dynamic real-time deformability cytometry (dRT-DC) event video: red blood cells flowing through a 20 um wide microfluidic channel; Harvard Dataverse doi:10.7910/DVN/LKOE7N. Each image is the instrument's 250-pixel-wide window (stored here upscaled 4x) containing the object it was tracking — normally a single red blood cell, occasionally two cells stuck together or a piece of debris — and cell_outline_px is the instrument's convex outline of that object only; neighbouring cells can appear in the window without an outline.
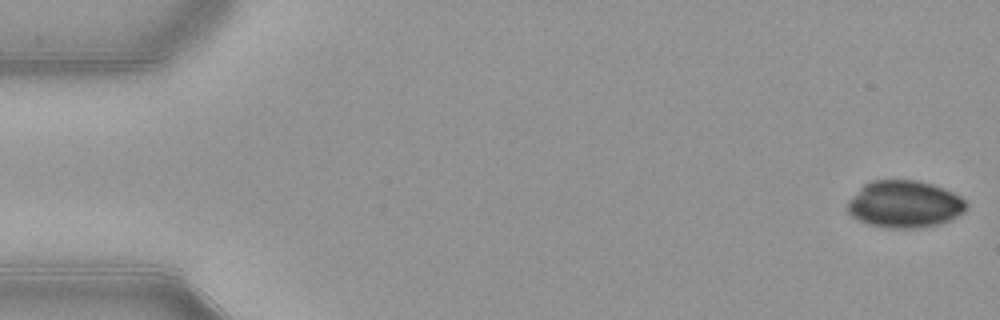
{"species": "common noctule bat (a hibernating species)", "species_latin": "Nyctalus noctula", "temperature_condition": "warm", "stored_images_in_passage": 52, "camera_frame_rate_fps": 3000, "um_per_image_px": 0.085, "animal": {"sex": "female", "body_mass_g": 21.9}, "frame": {"image": 1, "passage_image": 1, "time_ms": 0.0, "image_size_px": [1000, 320], "cell_outline_px": [[968, 204], [964, 212], [948, 220], [936, 224], [916, 228], [888, 228], [868, 224], [852, 216], [848, 212], [848, 200], [864, 184], [872, 180], [916, 180], [932, 184], [944, 188], [960, 196]], "centroid_in_image_um": [76.88, 17.34], "position_along_channel_um": 8.1, "area_um2": 32.43}}
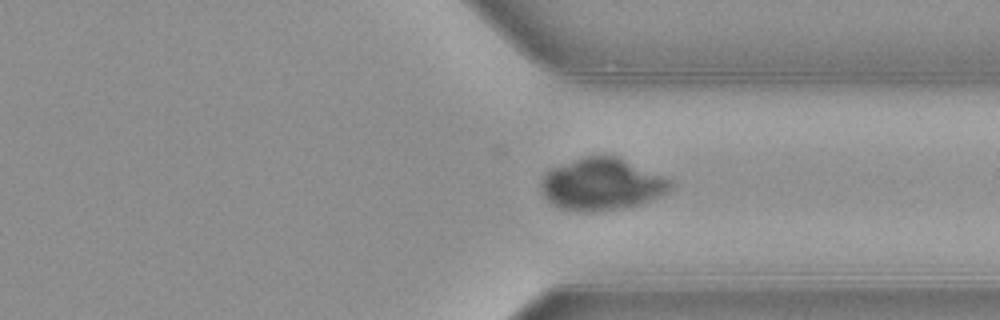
{"frame": {"image": 2, "passage_image": 39, "time_ms": 12.667, "image_size_px": [1000, 320], "cell_outline_px": [[672, 188], [660, 196], [640, 204], [628, 208], [596, 212], [576, 212], [560, 208], [552, 204], [544, 196], [540, 188], [540, 180], [552, 168], [584, 156], [616, 156], [660, 176], [668, 180], [672, 184]], "centroid_in_image_um": [51.09, 15.7], "position_along_channel_um": 360.3, "area_um2": 38.96}}
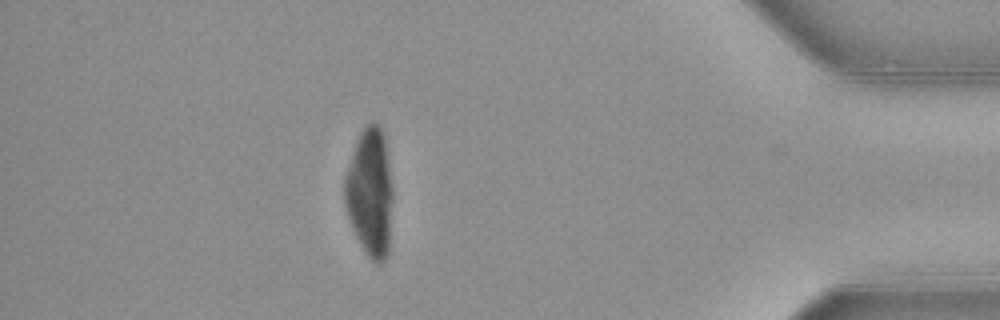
{"frame": {"image": 3, "passage_image": 46, "time_ms": 15.0, "image_size_px": [1000, 320], "cell_outline_px": [[392, 200], [388, 252], [384, 260], [380, 264], [376, 264], [364, 252], [348, 220], [344, 204], [344, 176], [356, 140], [360, 132], [372, 120], [376, 120], [380, 124], [384, 132], [392, 188]], "centroid_in_image_um": [31.43, 16.33], "position_along_channel_um": 403.8, "area_um2": 36.41}}